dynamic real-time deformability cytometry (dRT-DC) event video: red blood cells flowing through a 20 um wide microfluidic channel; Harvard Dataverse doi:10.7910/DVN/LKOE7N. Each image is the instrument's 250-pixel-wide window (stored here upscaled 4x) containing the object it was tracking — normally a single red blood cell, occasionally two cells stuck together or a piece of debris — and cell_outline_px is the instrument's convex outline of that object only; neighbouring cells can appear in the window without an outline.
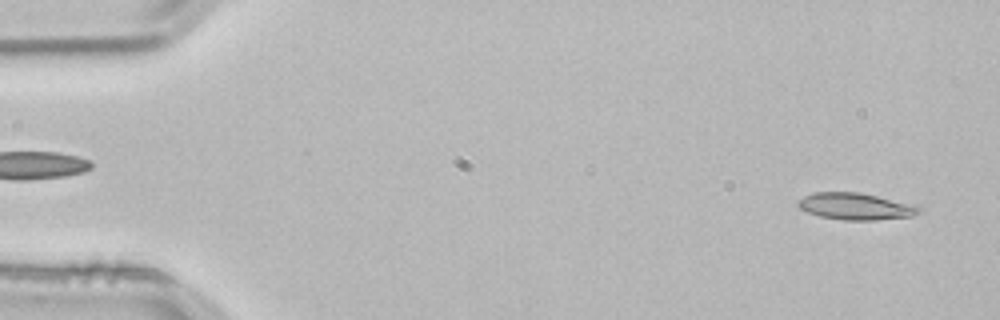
{"species": "common noctule bat (a hibernating species)", "species_latin": "Nyctalus noctula", "temperature_condition": "room temperature", "stored_images_in_passage": 52, "camera_frame_rate_fps": 3000, "um_per_image_px": 0.085, "animal": {"sex": "male", "body_mass_g": 21.5, "forearm_length_mm": 52.0}, "frame": {"image": 1, "passage_image": 2, "time_ms": 0.333, "image_size_px": [1000, 320], "cell_outline_px": [[920, 212], [912, 216], [876, 220], [844, 220], [820, 216], [808, 212], [800, 208], [796, 204], [796, 200], [812, 192], [860, 192], [876, 196], [920, 208]], "centroid_in_image_um": [72.61, 17.54], "position_along_channel_um": 12.4, "area_um2": 18.5}}
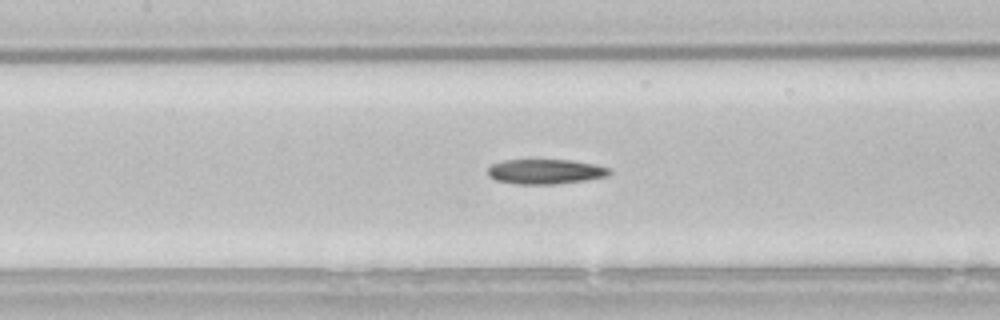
{"frame": {"image": 2, "passage_image": 23, "time_ms": 7.333, "image_size_px": [1000, 320], "cell_outline_px": [[612, 172], [608, 176], [584, 180], [552, 184], [520, 184], [496, 180], [488, 176], [488, 168], [492, 164], [504, 160], [572, 160], [596, 164], [612, 168]], "centroid_in_image_um": [46.4, 14.57], "position_along_channel_um": 161.0, "area_um2": 17.63}}
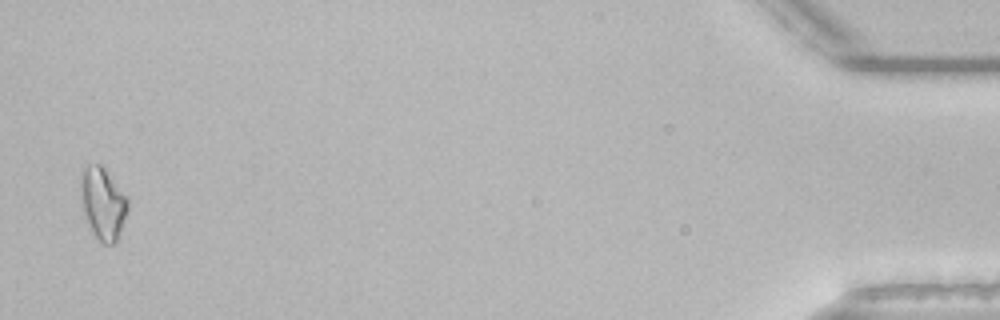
{"frame": {"image": 3, "passage_image": 51, "time_ms": 16.667, "image_size_px": [1000, 320], "cell_outline_px": [[128, 212], [116, 244], [100, 244], [96, 240], [88, 228], [84, 220], [80, 200], [80, 184], [84, 168], [88, 164], [100, 164], [104, 168], [128, 196]], "centroid_in_image_um": [8.73, 17.36], "position_along_channel_um": 426.5, "area_um2": 20.58}}